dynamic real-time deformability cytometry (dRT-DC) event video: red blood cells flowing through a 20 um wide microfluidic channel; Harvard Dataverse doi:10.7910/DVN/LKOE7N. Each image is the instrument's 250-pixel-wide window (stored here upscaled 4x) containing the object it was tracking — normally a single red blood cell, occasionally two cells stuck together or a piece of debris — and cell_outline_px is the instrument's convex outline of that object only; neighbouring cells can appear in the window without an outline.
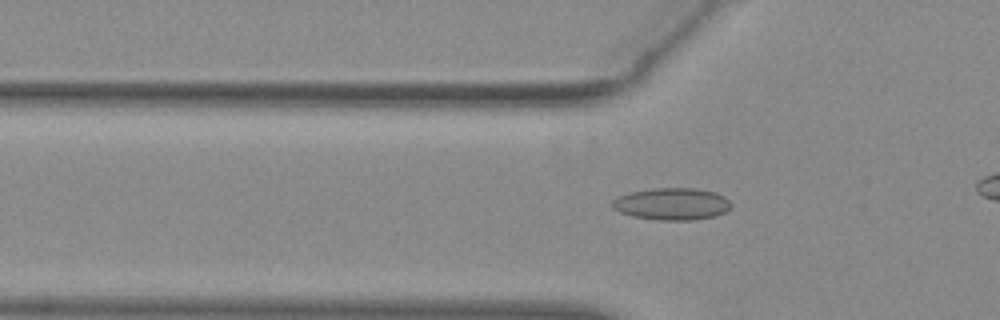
{"species": "common noctule bat (a hibernating species)", "species_latin": "Nyctalus noctula", "temperature_condition": "warm", "stored_images_in_passage": 45, "camera_frame_rate_fps": 3000, "um_per_image_px": 0.085, "animal": {"sex": "female", "body_mass_g": 29.2, "forearm_length_mm": 56.3}, "frame": {"image": 1, "passage_image": 19, "time_ms": 6.0, "image_size_px": [1000, 320], "cell_outline_px": [[728, 208], [724, 212], [716, 216], [692, 220], [656, 220], [632, 216], [620, 212], [612, 208], [612, 200], [616, 196], [628, 192], [652, 188], [696, 188], [716, 192], [724, 196], [728, 200]], "centroid_in_image_um": [57.05, 17.32], "position_along_channel_um": 68.7, "area_um2": 22.31}}
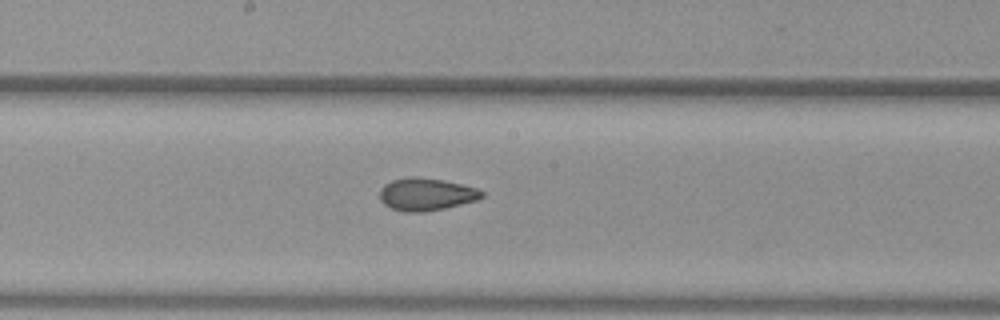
{"frame": {"image": 2, "passage_image": 30, "time_ms": 9.667, "image_size_px": [1000, 320], "cell_outline_px": [[484, 196], [476, 200], [444, 208], [424, 212], [404, 212], [392, 208], [384, 204], [380, 200], [380, 188], [384, 184], [392, 180], [412, 176], [444, 180], [476, 188], [484, 192]], "centroid_in_image_um": [36.2, 16.51], "position_along_channel_um": 212.0, "area_um2": 19.25}}
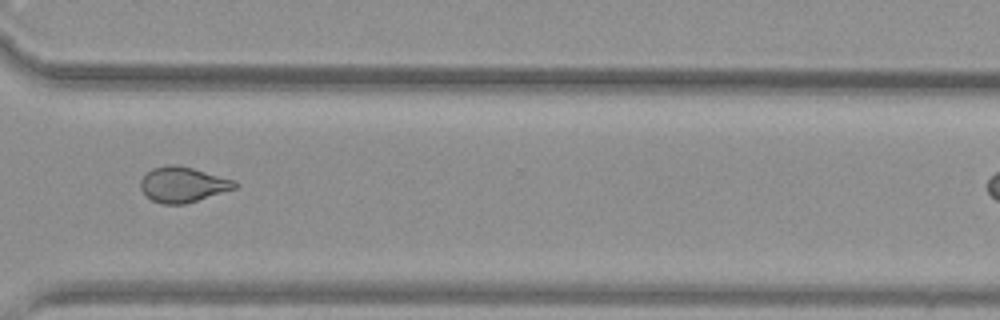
{"frame": {"image": 3, "passage_image": 41, "time_ms": 13.333, "image_size_px": [1000, 320], "cell_outline_px": [[240, 184], [236, 188], [184, 204], [164, 204], [152, 200], [140, 188], [140, 180], [152, 168], [168, 164], [176, 164], [192, 168], [236, 180]], "centroid_in_image_um": [15.56, 15.67], "position_along_channel_um": 355.0, "area_um2": 19.31}}